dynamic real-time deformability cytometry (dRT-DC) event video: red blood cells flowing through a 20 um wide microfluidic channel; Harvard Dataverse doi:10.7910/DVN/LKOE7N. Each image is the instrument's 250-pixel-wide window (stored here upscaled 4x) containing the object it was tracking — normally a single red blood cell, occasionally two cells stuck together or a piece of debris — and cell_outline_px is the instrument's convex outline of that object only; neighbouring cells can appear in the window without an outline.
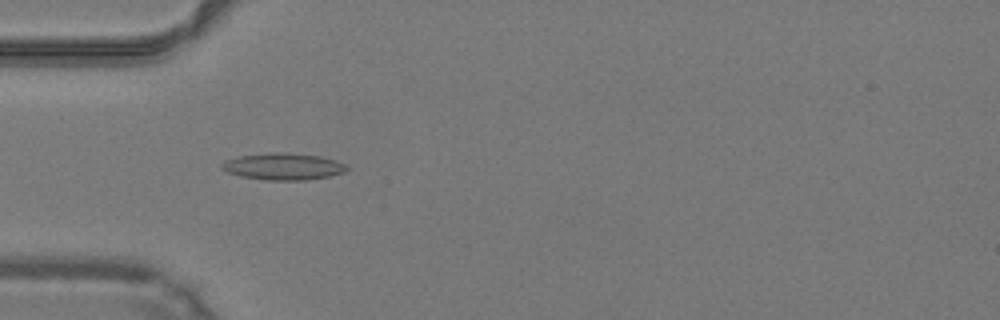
{"species": "common noctule bat (a hibernating species)", "species_latin": "Nyctalus noctula", "temperature_condition": "warm", "stored_images_in_passage": 48, "camera_frame_rate_fps": 3000, "um_per_image_px": 0.085, "animal": {"sex": "male", "body_mass_g": 19.2, "forearm_length_mm": 51.8}, "frame": {"image": 1, "passage_image": 15, "time_ms": 4.667, "image_size_px": [1000, 320], "cell_outline_px": [[348, 168], [344, 172], [328, 176], [304, 180], [264, 180], [240, 176], [228, 172], [220, 168], [220, 164], [224, 160], [240, 156], [272, 152], [280, 152], [320, 156], [336, 160], [344, 164]], "centroid_in_image_um": [24.03, 14.15], "position_along_channel_um": 61.0, "area_um2": 19.42}}
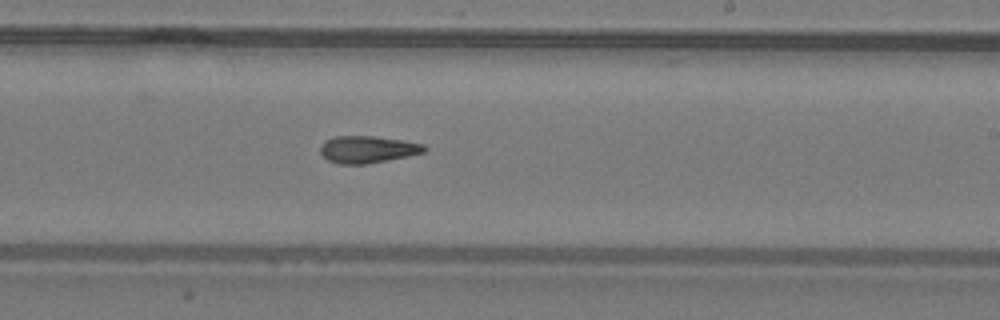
{"frame": {"image": 2, "passage_image": 29, "time_ms": 9.333, "image_size_px": [1000, 320], "cell_outline_px": [[428, 148], [424, 152], [408, 156], [368, 164], [336, 164], [328, 160], [320, 152], [320, 148], [324, 140], [336, 136], [372, 136], [404, 140], [424, 144]], "centroid_in_image_um": [31.25, 12.7], "position_along_channel_um": 257.8, "area_um2": 16.53}}
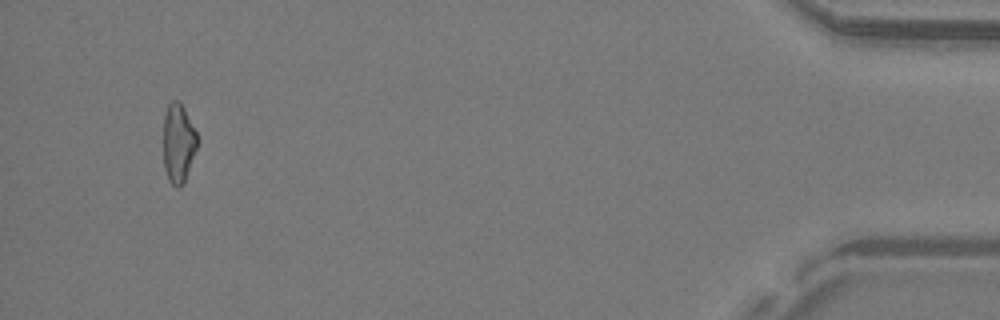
{"frame": {"image": 3, "passage_image": 46, "time_ms": 15.0, "image_size_px": [1000, 320], "cell_outline_px": [[196, 148], [184, 184], [180, 188], [176, 188], [168, 180], [164, 168], [164, 116], [168, 104], [172, 100], [180, 100], [196, 132]], "centroid_in_image_um": [15.14, 12.19], "position_along_channel_um": 420.1, "area_um2": 15.55}, "authors_computed_cell_mechanics": {"area_um2": 16.7042, "velocity_mm_per_s": 4.2615, "shape_relaxation_time_tau1_ms": null, "shape_relaxation_time_tau2_ms": 6.4613, "deformation_change_tau1": null, "deformation_change_tau2": 0.1638}}